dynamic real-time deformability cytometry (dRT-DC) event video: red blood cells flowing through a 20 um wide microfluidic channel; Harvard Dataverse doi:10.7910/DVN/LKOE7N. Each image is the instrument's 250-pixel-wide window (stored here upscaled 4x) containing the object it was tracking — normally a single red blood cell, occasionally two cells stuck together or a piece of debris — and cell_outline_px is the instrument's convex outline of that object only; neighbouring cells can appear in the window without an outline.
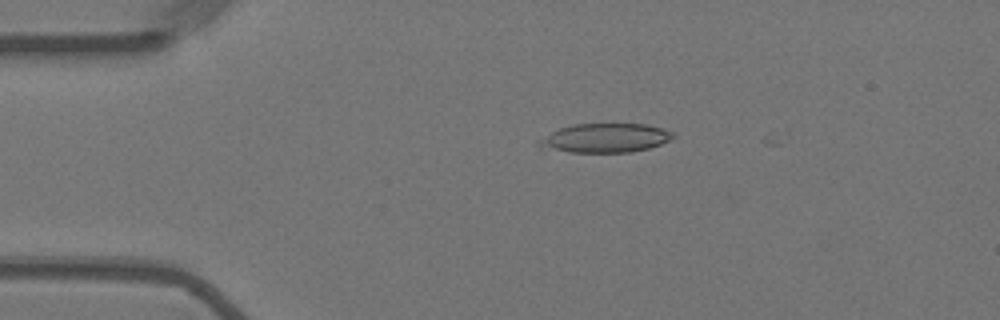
{"species": "Egyptian fruit bat (a non-hibernating species)", "species_latin": "Rousettus aegyptiacus", "temperature_condition": "warm", "stored_images_in_passage": 5, "camera_frame_rate_fps": 3000, "um_per_image_px": 0.085, "animal": {"sex": "female"}, "frame": {"image": 1, "passage_image": 2, "time_ms": 0.333, "image_size_px": [1000, 320], "cell_outline_px": [[676, 136], [660, 144], [648, 148], [632, 152], [572, 152], [540, 148], [536, 144], [536, 140], [560, 128], [572, 124], [648, 124], [672, 132]], "centroid_in_image_um": [51.39, 11.73], "position_along_channel_um": 33.6, "area_um2": 22.66}}